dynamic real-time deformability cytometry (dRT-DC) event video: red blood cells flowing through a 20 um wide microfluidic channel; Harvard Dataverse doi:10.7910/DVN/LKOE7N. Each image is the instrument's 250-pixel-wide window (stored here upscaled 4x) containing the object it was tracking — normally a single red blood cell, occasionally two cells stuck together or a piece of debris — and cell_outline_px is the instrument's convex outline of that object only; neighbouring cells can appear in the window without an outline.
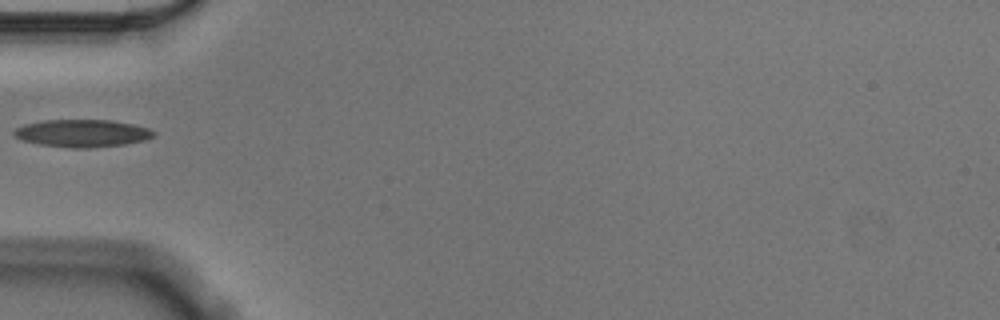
{"species": "Egyptian fruit bat (a non-hibernating species)", "species_latin": "Rousettus aegyptiacus", "temperature_condition": "cold", "stored_images_in_passage": 38, "camera_frame_rate_fps": 3000, "um_per_image_px": 0.085, "animal": {"sex": "male"}, "frame": {"image": 1, "passage_image": 1, "time_ms": 0.0, "image_size_px": [1000, 320], "cell_outline_px": [[156, 136], [144, 140], [124, 144], [88, 148], [72, 148], [40, 144], [20, 140], [12, 132], [16, 128], [24, 124], [44, 120], [112, 120], [132, 124], [148, 128], [156, 132]], "centroid_in_image_um": [6.99, 11.32], "position_along_channel_um": 78.0, "area_um2": 22.37}}
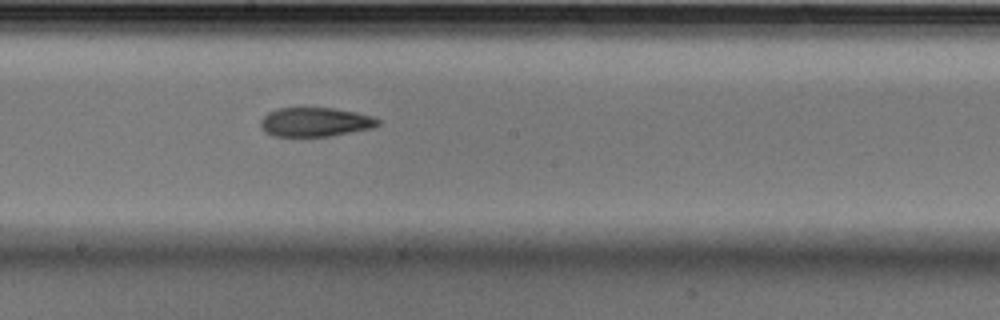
{"frame": {"image": 2, "passage_image": 13, "time_ms": 4.0, "image_size_px": [1000, 320], "cell_outline_px": [[380, 124], [372, 128], [328, 136], [272, 136], [264, 132], [260, 124], [260, 120], [268, 112], [276, 108], [296, 104], [332, 108], [356, 112], [372, 116], [380, 120]], "centroid_in_image_um": [26.72, 10.32], "position_along_channel_um": 221.5, "area_um2": 20.69}}
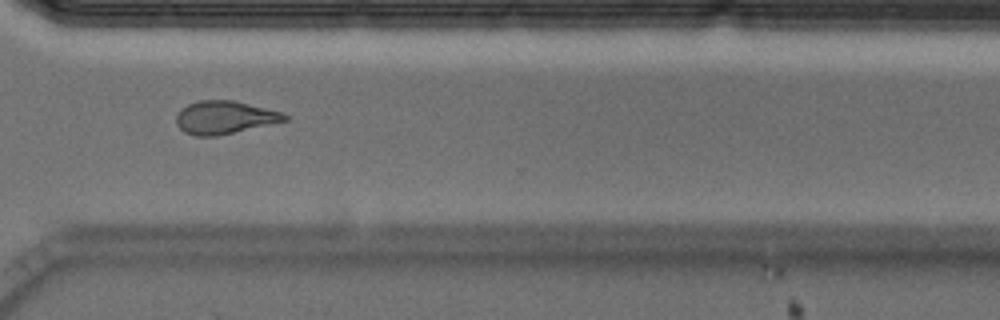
{"frame": {"image": 3, "passage_image": 24, "time_ms": 7.667, "image_size_px": [1000, 320], "cell_outline_px": [[288, 120], [216, 136], [196, 136], [184, 132], [176, 124], [176, 116], [180, 108], [188, 104], [200, 100], [232, 100], [280, 112], [288, 116]], "centroid_in_image_um": [19.03, 9.98], "position_along_channel_um": 351.6, "area_um2": 20.58}}